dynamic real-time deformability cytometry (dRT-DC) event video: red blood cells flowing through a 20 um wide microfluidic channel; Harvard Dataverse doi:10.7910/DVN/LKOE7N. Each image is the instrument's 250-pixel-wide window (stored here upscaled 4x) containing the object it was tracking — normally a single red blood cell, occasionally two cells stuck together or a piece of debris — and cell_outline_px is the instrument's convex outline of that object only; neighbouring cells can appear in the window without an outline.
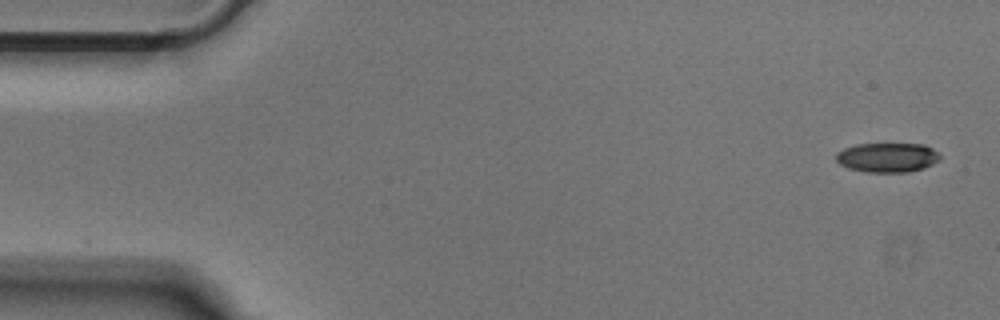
{"species": "Egyptian fruit bat (a non-hibernating species)", "species_latin": "Rousettus aegyptiacus", "temperature_condition": "cold", "stored_images_in_passage": 50, "camera_frame_rate_fps": 3000, "um_per_image_px": 0.085, "animal": {"sex": "male"}, "frame": {"image": 1, "passage_image": 1, "time_ms": 0.0, "image_size_px": [1000, 320], "cell_outline_px": [[940, 160], [924, 168], [908, 172], [868, 172], [848, 168], [840, 164], [836, 160], [836, 152], [844, 148], [856, 144], [924, 144], [932, 148], [940, 156]], "centroid_in_image_um": [75.42, 13.38], "position_along_channel_um": 9.6, "area_um2": 17.86}}
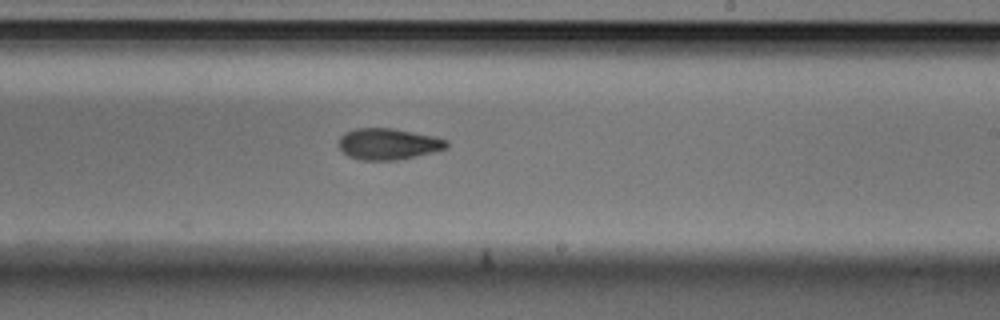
{"frame": {"image": 2, "passage_image": 29, "time_ms": 9.333, "image_size_px": [1000, 320], "cell_outline_px": [[448, 148], [432, 152], [396, 160], [360, 160], [348, 156], [340, 148], [340, 136], [344, 132], [356, 128], [392, 128], [432, 136], [448, 140]], "centroid_in_image_um": [32.99, 12.23], "position_along_channel_um": 256.0, "area_um2": 19.48}}
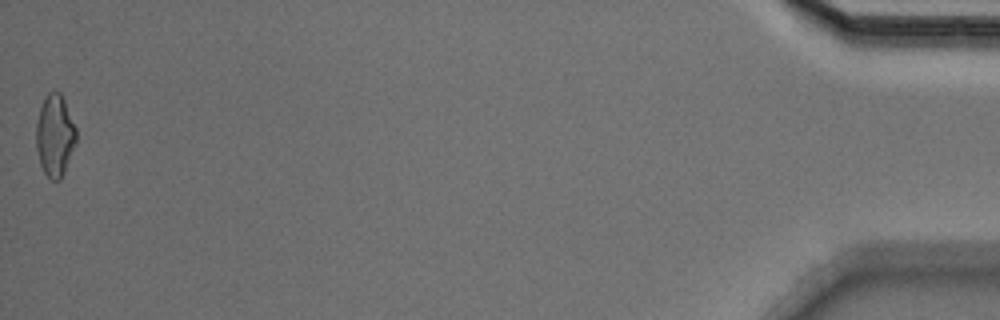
{"frame": {"image": 3, "passage_image": 50, "time_ms": 16.333, "image_size_px": [1000, 320], "cell_outline_px": [[76, 140], [64, 172], [60, 180], [52, 180], [44, 172], [40, 164], [36, 148], [36, 124], [40, 108], [48, 92], [60, 92], [64, 100], [76, 128]], "centroid_in_image_um": [4.65, 11.53], "position_along_channel_um": 430.5, "area_um2": 18.79}}